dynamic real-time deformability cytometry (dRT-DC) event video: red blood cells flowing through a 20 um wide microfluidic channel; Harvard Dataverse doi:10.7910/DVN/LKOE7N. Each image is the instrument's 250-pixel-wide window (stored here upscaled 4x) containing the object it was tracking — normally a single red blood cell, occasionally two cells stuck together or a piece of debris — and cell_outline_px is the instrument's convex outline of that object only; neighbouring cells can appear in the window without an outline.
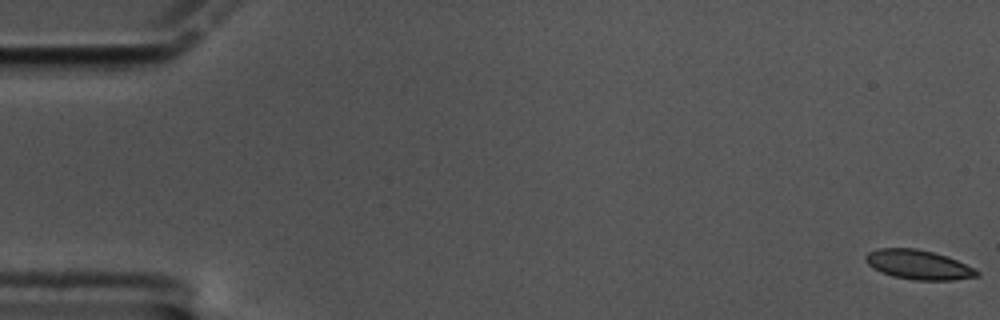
{"species": "common noctule bat (a hibernating species)", "species_latin": "Nyctalus noctula", "temperature_condition": "cold", "stored_images_in_passage": 61, "camera_frame_rate_fps": 3000, "um_per_image_px": 0.085, "animal": {"sex": "male", "body_mass_g": 17.5, "forearm_length_mm": 52.3}, "frame": {"image": 1, "passage_image": 1, "time_ms": 0.0, "image_size_px": [1000, 320], "cell_outline_px": [[980, 276], [952, 280], [912, 280], [892, 276], [880, 272], [872, 268], [864, 260], [864, 256], [868, 252], [880, 248], [916, 248], [948, 256], [976, 268], [980, 272]], "centroid_in_image_um": [78.07, 22.5], "position_along_channel_um": 6.9, "area_um2": 19.36}}
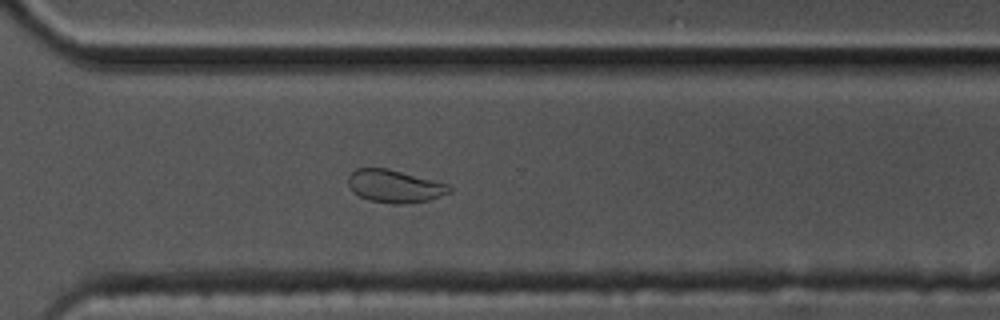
{"frame": {"image": 2, "passage_image": 43, "time_ms": 14.0, "image_size_px": [1000, 320], "cell_outline_px": [[452, 192], [428, 200], [408, 204], [392, 204], [368, 200], [352, 192], [348, 184], [348, 176], [356, 168], [388, 168], [448, 184], [452, 188]], "centroid_in_image_um": [33.53, 15.83], "position_along_channel_um": 337.1, "area_um2": 19.42}}
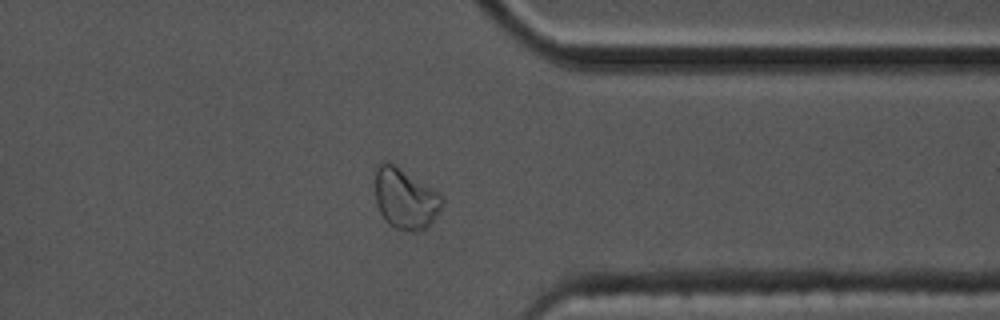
{"frame": {"image": 3, "passage_image": 47, "time_ms": 15.333, "image_size_px": [1000, 320], "cell_outline_px": [[444, 204], [432, 224], [416, 232], [412, 232], [396, 228], [388, 224], [380, 212], [376, 204], [376, 164], [380, 160], [388, 160], [440, 192], [444, 196]], "centroid_in_image_um": [34.48, 16.86], "position_along_channel_um": 376.9, "area_um2": 24.22}, "authors_computed_cell_mechanics": {"area_um2": 19.5942, "velocity_mm_per_s": 3.3953, "shape_relaxation_time_tau1_ms": 6.1125, "shape_relaxation_time_tau2_ms": 1.6581, "deformation_change_tau1": 0.1405, "deformation_change_tau2": 0.0545}}